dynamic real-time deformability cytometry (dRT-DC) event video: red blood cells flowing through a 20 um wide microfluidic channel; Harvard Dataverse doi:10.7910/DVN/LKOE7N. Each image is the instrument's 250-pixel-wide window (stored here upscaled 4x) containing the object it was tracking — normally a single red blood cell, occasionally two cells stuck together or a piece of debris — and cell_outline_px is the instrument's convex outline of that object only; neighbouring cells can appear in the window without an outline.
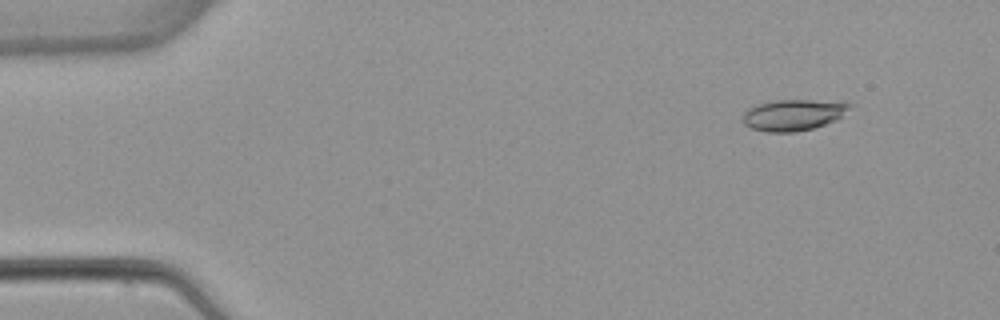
{"species": "common noctule bat (a hibernating species)", "species_latin": "Nyctalus noctula", "temperature_condition": "warm", "stored_images_in_passage": 3, "camera_frame_rate_fps": 3000, "um_per_image_px": 0.085, "animal": {"sex": "female", "body_mass_g": 22.7, "forearm_length_mm": 54.2}, "frame": {"image": 1, "passage_image": 1, "time_ms": 0.0, "image_size_px": [1000, 320], "cell_outline_px": [[852, 104], [836, 120], [812, 128], [796, 132], [768, 132], [752, 128], [744, 124], [740, 120], [744, 112], [748, 108], [760, 104], [776, 100], [844, 100]], "centroid_in_image_um": [67.43, 9.75], "position_along_channel_um": 17.6, "area_um2": 19.48}}
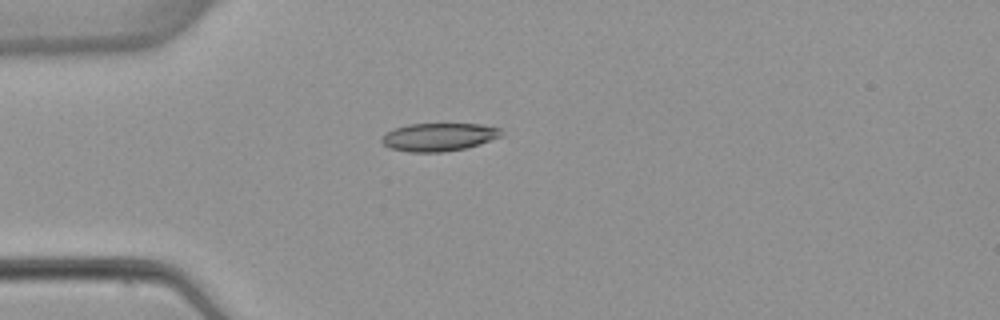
{"frame": {"image": 2, "passage_image": 3, "time_ms": 3.0, "image_size_px": [1000, 320], "cell_outline_px": [[500, 136], [480, 144], [464, 148], [444, 152], [408, 152], [392, 148], [384, 144], [380, 140], [380, 136], [396, 128], [408, 124], [480, 124], [500, 128]], "centroid_in_image_um": [37.26, 11.65], "position_along_channel_um": 47.7, "area_um2": 19.31}}